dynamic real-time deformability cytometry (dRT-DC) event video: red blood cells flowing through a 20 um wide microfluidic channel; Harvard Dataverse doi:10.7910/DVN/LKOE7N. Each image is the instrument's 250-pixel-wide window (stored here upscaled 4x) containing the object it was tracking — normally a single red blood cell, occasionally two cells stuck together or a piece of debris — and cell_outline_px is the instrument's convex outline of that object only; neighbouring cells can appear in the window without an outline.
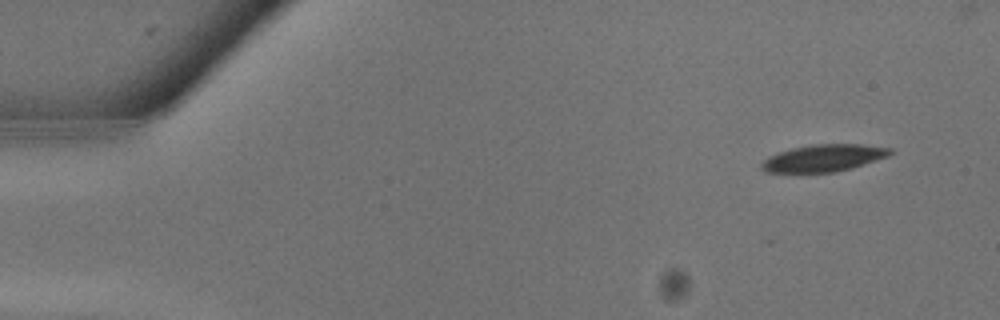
{"species": "common noctule bat (a hibernating species)", "species_latin": "Nyctalus noctula", "temperature_condition": "warm", "stored_images_in_passage": 10, "camera_frame_rate_fps": 3000, "um_per_image_px": 0.085, "animal": {"sex": "male", "body_mass_g": 13.3}, "frame": {"image": 1, "passage_image": 2, "time_ms": 0.333, "image_size_px": [1000, 320], "cell_outline_px": [[892, 152], [888, 156], [852, 168], [836, 172], [764, 172], [760, 168], [760, 164], [768, 156], [792, 148], [812, 144], [860, 144], [892, 148]], "centroid_in_image_um": [69.99, 13.43], "position_along_channel_um": 15.0, "area_um2": 20.23}}
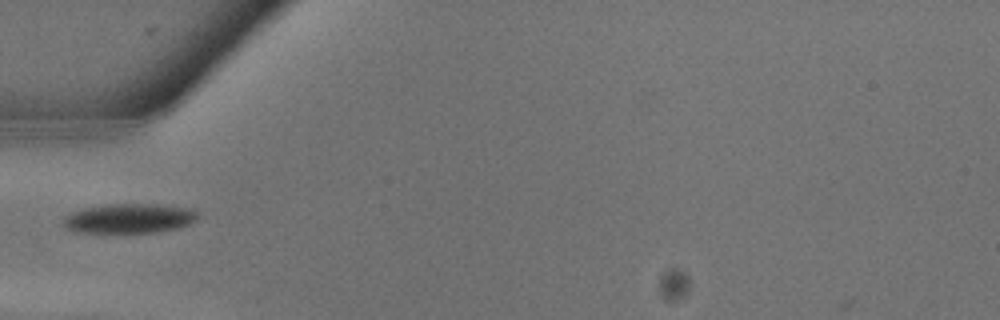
{"frame": {"image": 2, "passage_image": 9, "time_ms": 2.667, "image_size_px": [1000, 320], "cell_outline_px": [[200, 216], [196, 220], [188, 224], [176, 228], [156, 232], [80, 232], [64, 228], [64, 216], [72, 212], [84, 208], [104, 204], [152, 204], [184, 208], [196, 212]], "centroid_in_image_um": [10.94, 18.56], "position_along_channel_um": 74.1, "area_um2": 22.83}}